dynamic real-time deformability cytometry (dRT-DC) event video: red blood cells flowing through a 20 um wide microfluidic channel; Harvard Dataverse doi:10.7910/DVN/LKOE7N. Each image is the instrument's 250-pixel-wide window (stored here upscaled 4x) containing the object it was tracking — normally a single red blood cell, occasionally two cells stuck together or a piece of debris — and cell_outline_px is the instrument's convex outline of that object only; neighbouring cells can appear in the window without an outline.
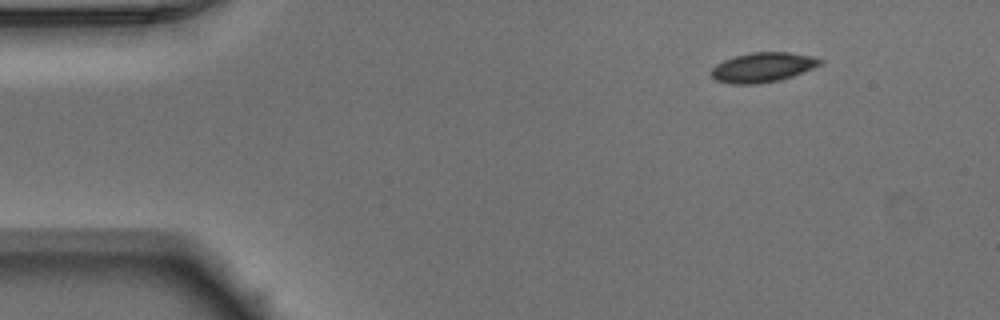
{"species": "Egyptian fruit bat (a non-hibernating species)", "species_latin": "Rousettus aegyptiacus", "temperature_condition": "warm", "stored_images_in_passage": 46, "camera_frame_rate_fps": 3000, "um_per_image_px": 0.085, "animal": {"sex": "male"}, "frame": {"image": 1, "passage_image": 1, "time_ms": 0.0, "image_size_px": [1000, 320], "cell_outline_px": [[824, 60], [820, 64], [812, 68], [792, 76], [780, 80], [756, 84], [732, 84], [716, 80], [712, 76], [712, 68], [716, 64], [724, 60], [736, 56], [752, 52], [788, 52], [812, 56]], "centroid_in_image_um": [64.83, 5.72], "position_along_channel_um": 20.2, "area_um2": 18.61}}
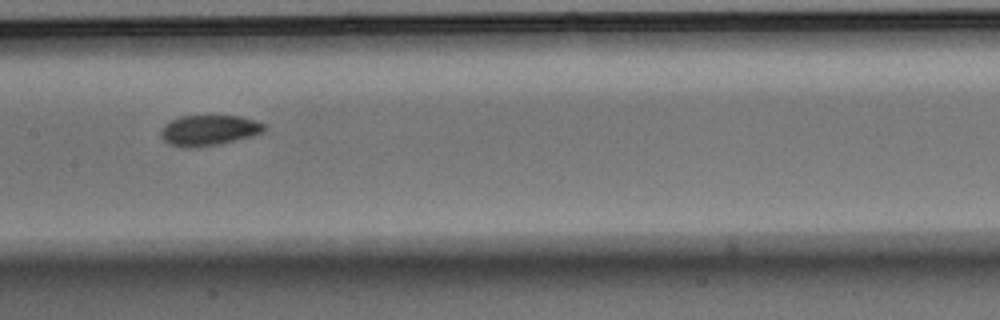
{"frame": {"image": 2, "passage_image": 20, "time_ms": 6.333, "image_size_px": [1000, 320], "cell_outline_px": [[264, 132], [252, 136], [220, 144], [196, 148], [184, 148], [168, 144], [160, 136], [160, 132], [164, 124], [168, 120], [180, 116], [240, 116], [264, 124]], "centroid_in_image_um": [17.69, 11.09], "position_along_channel_um": 189.7, "area_um2": 18.55}}
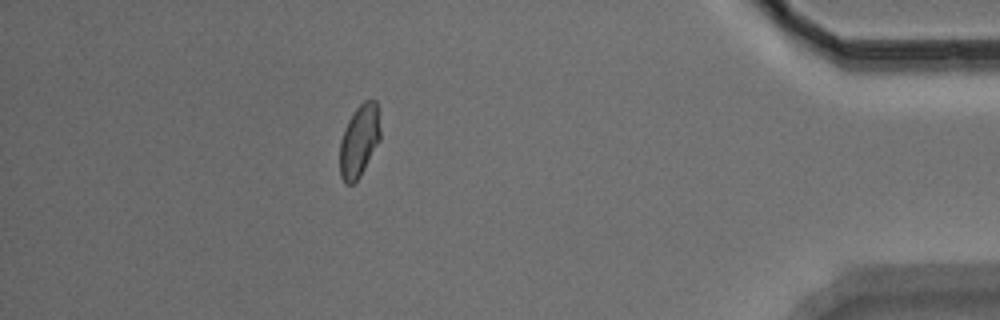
{"frame": {"image": 3, "passage_image": 40, "time_ms": 13.0, "image_size_px": [1000, 320], "cell_outline_px": [[380, 140], [360, 176], [352, 184], [344, 184], [340, 176], [340, 140], [344, 128], [348, 120], [356, 108], [364, 100], [376, 100], [380, 128]], "centroid_in_image_um": [30.52, 11.97], "position_along_channel_um": 404.7, "area_um2": 17.05}, "authors_computed_cell_mechanics": {"area_um2": 18.2937, "velocity_mm_per_s": 3.9444, "shape_relaxation_time_tau1_ms": 5.2445, "shape_relaxation_time_tau2_ms": 5.2855, "deformation_change_tau1": 0.1135, "deformation_change_tau2": 0.0328}}